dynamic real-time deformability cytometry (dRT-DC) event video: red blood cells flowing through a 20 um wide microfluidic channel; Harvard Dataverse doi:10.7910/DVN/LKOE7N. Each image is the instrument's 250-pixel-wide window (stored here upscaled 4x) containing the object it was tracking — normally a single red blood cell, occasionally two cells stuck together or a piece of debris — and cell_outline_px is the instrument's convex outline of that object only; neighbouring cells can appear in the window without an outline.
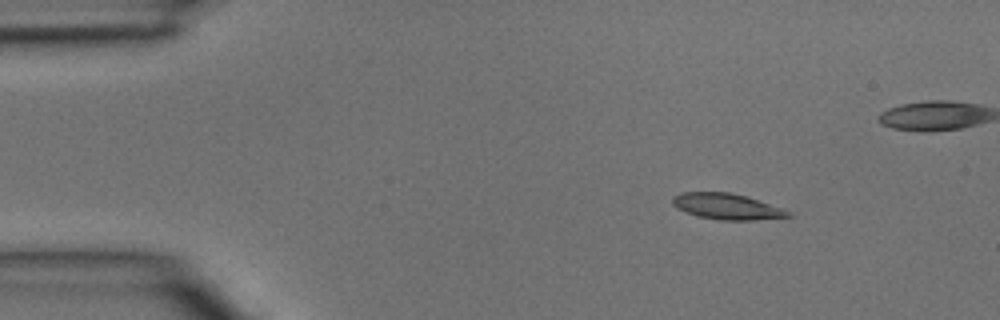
{"species": "common noctule bat (a hibernating species)", "species_latin": "Nyctalus noctula", "temperature_condition": "room temperature", "stored_images_in_passage": 7, "camera_frame_rate_fps": 3000, "um_per_image_px": 0.085, "animal": {"sex": "male", "body_mass_g": 15.6}, "frame": {"image": 1, "passage_image": 2, "time_ms": 0.333, "image_size_px": [1000, 320], "cell_outline_px": [[792, 216], [756, 220], [720, 220], [696, 216], [676, 208], [672, 204], [672, 196], [680, 192], [728, 192], [748, 196], [784, 208], [792, 212]], "centroid_in_image_um": [61.8, 17.54], "position_along_channel_um": 23.2, "area_um2": 17.8}}
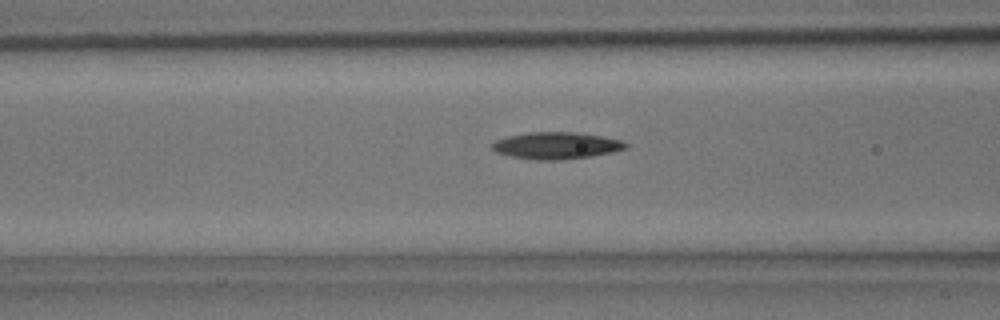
{"frame": {"image": 2, "passage_image": 6, "time_ms": 1.667, "image_size_px": [1000, 320], "cell_outline_px": [[628, 148], [612, 152], [592, 156], [556, 160], [540, 160], [512, 156], [496, 152], [492, 148], [492, 144], [496, 140], [508, 136], [528, 132], [572, 132], [600, 136], [620, 140], [628, 144]], "centroid_in_image_um": [47.29, 12.37], "position_along_channel_um": 119.3, "area_um2": 20.63}}